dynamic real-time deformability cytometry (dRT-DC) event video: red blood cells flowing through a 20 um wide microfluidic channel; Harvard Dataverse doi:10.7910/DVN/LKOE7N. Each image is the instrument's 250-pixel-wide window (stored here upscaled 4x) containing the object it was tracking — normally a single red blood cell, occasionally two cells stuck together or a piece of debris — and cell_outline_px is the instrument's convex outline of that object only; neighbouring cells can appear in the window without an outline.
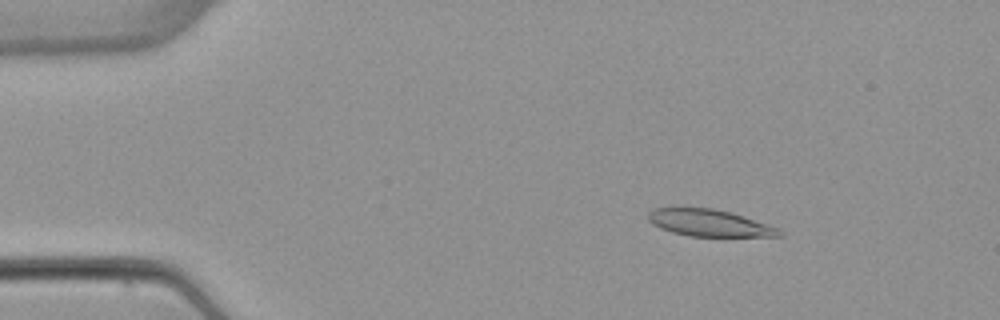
{"species": "common noctule bat (a hibernating species)", "species_latin": "Nyctalus noctula", "temperature_condition": "warm", "stored_images_in_passage": 4, "camera_frame_rate_fps": 3000, "um_per_image_px": 0.085, "animal": {"sex": "female", "body_mass_g": 22.7, "forearm_length_mm": 54.2}, "frame": {"image": 1, "passage_image": 2, "time_ms": 1.333, "image_size_px": [1000, 320], "cell_outline_px": [[784, 236], [688, 236], [672, 232], [660, 228], [652, 224], [648, 220], [648, 212], [652, 208], [712, 208], [732, 212], [780, 228], [784, 232]], "centroid_in_image_um": [60.31, 18.95], "position_along_channel_um": 24.7, "area_um2": 20.63}}